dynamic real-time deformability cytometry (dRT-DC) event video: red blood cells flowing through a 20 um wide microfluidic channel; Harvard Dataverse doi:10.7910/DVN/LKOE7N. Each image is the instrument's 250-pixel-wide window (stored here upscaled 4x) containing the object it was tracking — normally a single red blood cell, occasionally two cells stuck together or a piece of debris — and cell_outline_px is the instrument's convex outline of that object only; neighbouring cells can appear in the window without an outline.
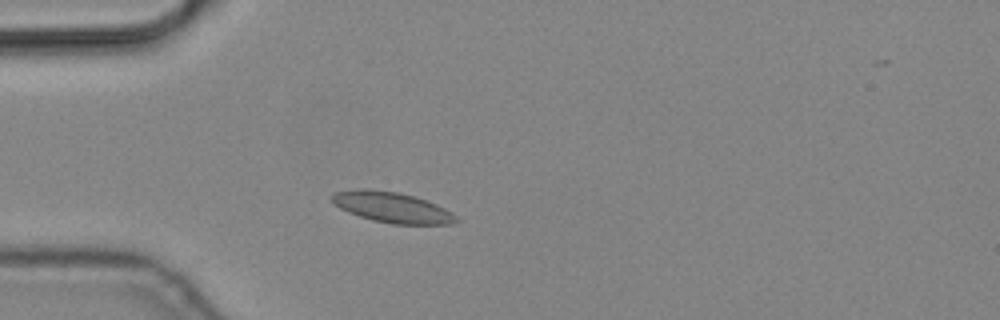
{"species": "common noctule bat (a hibernating species)", "species_latin": "Nyctalus noctula", "temperature_condition": "cold", "stored_images_in_passage": 3, "camera_frame_rate_fps": 3000, "um_per_image_px": 0.085, "animal": {"sex": "male", "body_mass_g": 19.2, "forearm_length_mm": 51.8}, "frame": {"image": 1, "passage_image": 2, "time_ms": 0.333, "image_size_px": [1000, 320], "cell_outline_px": [[460, 220], [452, 224], [392, 224], [372, 220], [348, 212], [332, 204], [328, 196], [332, 192], [356, 188], [364, 188], [400, 192], [436, 204], [452, 212]], "centroid_in_image_um": [33.25, 17.61], "position_along_channel_um": 51.8, "area_um2": 22.43}}